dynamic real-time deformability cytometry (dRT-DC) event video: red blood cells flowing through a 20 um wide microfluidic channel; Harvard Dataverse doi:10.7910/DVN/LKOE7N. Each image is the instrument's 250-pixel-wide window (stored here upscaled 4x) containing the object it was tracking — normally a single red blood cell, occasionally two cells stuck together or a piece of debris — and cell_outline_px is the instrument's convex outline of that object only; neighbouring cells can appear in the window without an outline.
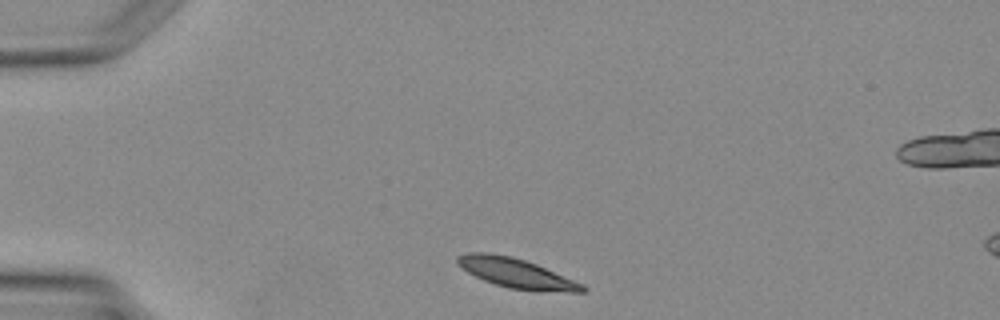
{"species": "Egyptian fruit bat (a non-hibernating species)", "species_latin": "Rousettus aegyptiacus", "temperature_condition": "warm", "stored_images_in_passage": 4, "segment_of_instrument_passage": [2, 2], "camera_frame_rate_fps": 3000, "um_per_image_px": 0.085, "animal": {"sex": "female"}, "frame": {"image": 1, "passage_image": 4, "time_ms": 3.667, "image_size_px": [1000, 320], "cell_outline_px": [[588, 288], [584, 292], [572, 292], [508, 288], [484, 280], [468, 272], [456, 264], [456, 256], [468, 252], [488, 252], [512, 256], [536, 264], [584, 284]], "centroid_in_image_um": [43.86, 23.2], "position_along_channel_um": 41.1, "area_um2": 21.33}}